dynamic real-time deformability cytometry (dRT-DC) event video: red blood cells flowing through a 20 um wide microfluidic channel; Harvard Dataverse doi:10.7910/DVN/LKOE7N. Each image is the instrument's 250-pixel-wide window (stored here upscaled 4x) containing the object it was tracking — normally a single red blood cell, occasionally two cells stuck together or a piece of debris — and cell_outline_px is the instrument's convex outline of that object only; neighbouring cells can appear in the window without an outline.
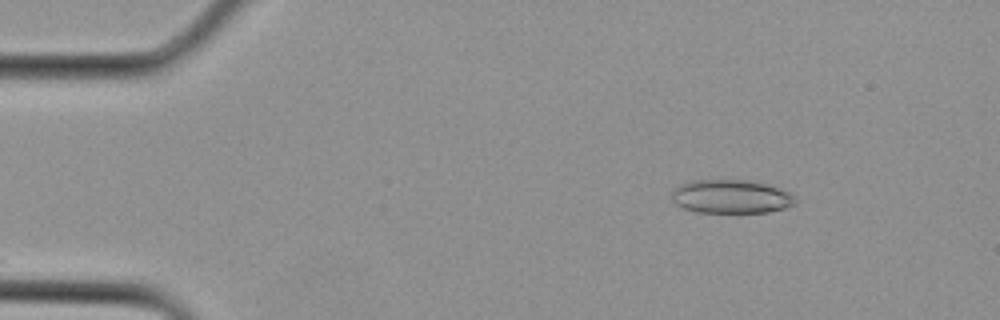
{"species": "Egyptian fruit bat (a non-hibernating species)", "species_latin": "Rousettus aegyptiacus", "temperature_condition": "cold", "stored_images_in_passage": 2, "camera_frame_rate_fps": 3000, "um_per_image_px": 0.085, "animal": {"sex": "female"}, "frame": {"image": 1, "passage_image": 1, "time_ms": 0.0, "image_size_px": [1000, 320], "cell_outline_px": [[800, 200], [796, 204], [784, 208], [768, 212], [696, 212], [684, 208], [676, 204], [672, 200], [672, 192], [680, 184], [692, 180], [744, 180], [764, 184], [788, 192]], "centroid_in_image_um": [62.14, 16.72], "position_along_channel_um": 22.9, "area_um2": 24.04}}